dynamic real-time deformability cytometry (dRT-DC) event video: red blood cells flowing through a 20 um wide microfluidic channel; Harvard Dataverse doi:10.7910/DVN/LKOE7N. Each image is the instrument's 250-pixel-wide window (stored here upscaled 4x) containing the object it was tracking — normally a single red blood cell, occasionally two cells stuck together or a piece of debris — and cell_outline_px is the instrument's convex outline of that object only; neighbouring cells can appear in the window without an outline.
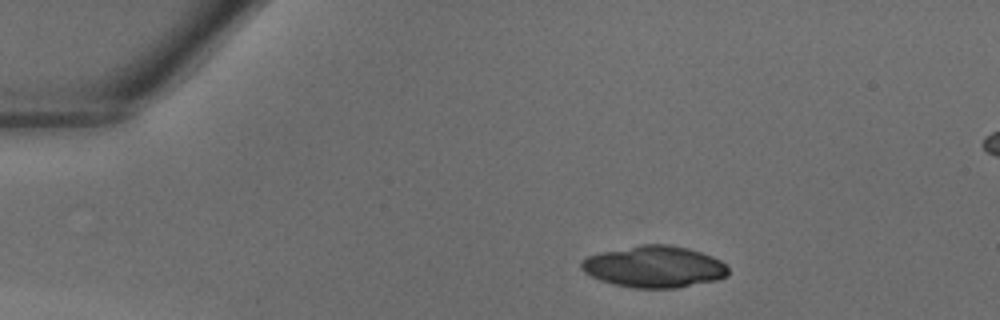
{"species": "common noctule bat (a hibernating species)", "species_latin": "Nyctalus noctula", "temperature_condition": "warm", "stored_images_in_passage": 15, "camera_frame_rate_fps": 3000, "um_per_image_px": 0.085, "animal": {"sex": "male", "body_mass_g": 18.8}, "frame": {"image": 1, "passage_image": 2, "time_ms": 0.333, "image_size_px": [1000, 320], "cell_outline_px": [[728, 276], [716, 280], [676, 288], [632, 288], [612, 284], [600, 280], [584, 272], [580, 268], [580, 260], [588, 256], [600, 252], [644, 244], [668, 244], [688, 248], [712, 256], [728, 264]], "centroid_in_image_um": [55.6, 22.67], "position_along_channel_um": 29.4, "area_um2": 35.84}}